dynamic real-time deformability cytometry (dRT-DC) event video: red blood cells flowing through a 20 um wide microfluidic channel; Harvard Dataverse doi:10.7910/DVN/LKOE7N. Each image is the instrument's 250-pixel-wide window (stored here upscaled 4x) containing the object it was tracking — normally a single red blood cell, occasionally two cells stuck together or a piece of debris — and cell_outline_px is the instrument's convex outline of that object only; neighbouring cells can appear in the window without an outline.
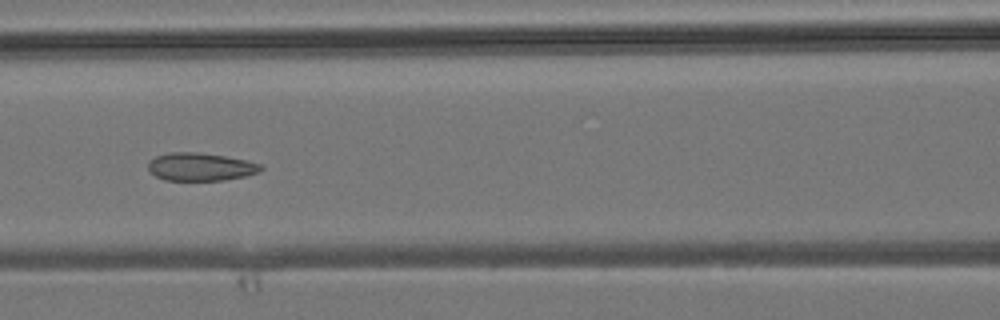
{"species": "common noctule bat (a hibernating species)", "species_latin": "Nyctalus noctula", "temperature_condition": "room temperature", "stored_images_in_passage": 7, "camera_frame_rate_fps": 3000, "um_per_image_px": 0.085, "animal": {"sex": "male", "body_mass_g": 19.2, "forearm_length_mm": 51.8}, "frame": {"image": 1, "passage_image": 6, "time_ms": 5.667, "image_size_px": [1000, 320], "cell_outline_px": [[264, 168], [260, 172], [244, 176], [224, 180], [164, 180], [156, 176], [148, 168], [148, 160], [156, 156], [168, 152], [196, 152], [224, 156], [244, 160], [260, 164]], "centroid_in_image_um": [17.02, 14.17], "position_along_channel_um": 149.6, "area_um2": 18.26}}